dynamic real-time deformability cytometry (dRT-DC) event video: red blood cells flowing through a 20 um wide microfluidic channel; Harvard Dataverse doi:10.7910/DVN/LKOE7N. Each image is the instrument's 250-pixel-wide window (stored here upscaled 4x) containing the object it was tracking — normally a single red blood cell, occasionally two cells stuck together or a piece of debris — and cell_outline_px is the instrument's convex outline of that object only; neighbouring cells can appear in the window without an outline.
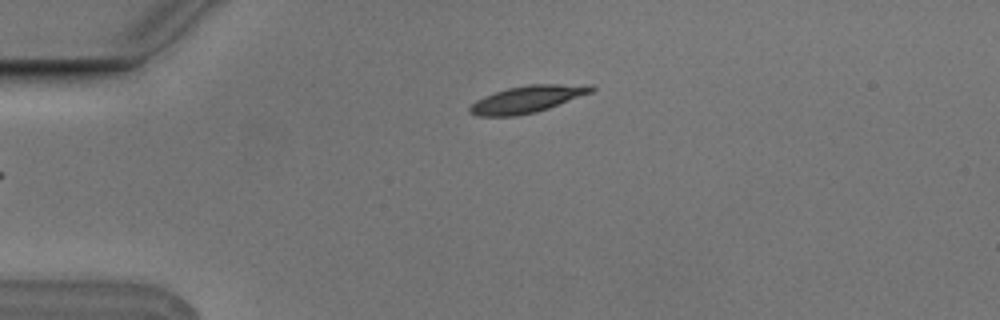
{"species": "Egyptian fruit bat (a non-hibernating species)", "species_latin": "Rousettus aegyptiacus", "temperature_condition": "cold", "stored_images_in_passage": 3, "camera_frame_rate_fps": 3000, "um_per_image_px": 0.085, "animal": {"sex": "male"}, "frame": {"image": 1, "passage_image": 3, "time_ms": 0.667, "image_size_px": [1000, 320], "cell_outline_px": [[596, 88], [592, 92], [548, 108], [536, 112], [516, 116], [476, 116], [468, 112], [468, 108], [476, 100], [484, 96], [508, 88], [528, 84], [592, 84]], "centroid_in_image_um": [44.82, 8.43], "position_along_channel_um": 40.2, "area_um2": 19.13}}